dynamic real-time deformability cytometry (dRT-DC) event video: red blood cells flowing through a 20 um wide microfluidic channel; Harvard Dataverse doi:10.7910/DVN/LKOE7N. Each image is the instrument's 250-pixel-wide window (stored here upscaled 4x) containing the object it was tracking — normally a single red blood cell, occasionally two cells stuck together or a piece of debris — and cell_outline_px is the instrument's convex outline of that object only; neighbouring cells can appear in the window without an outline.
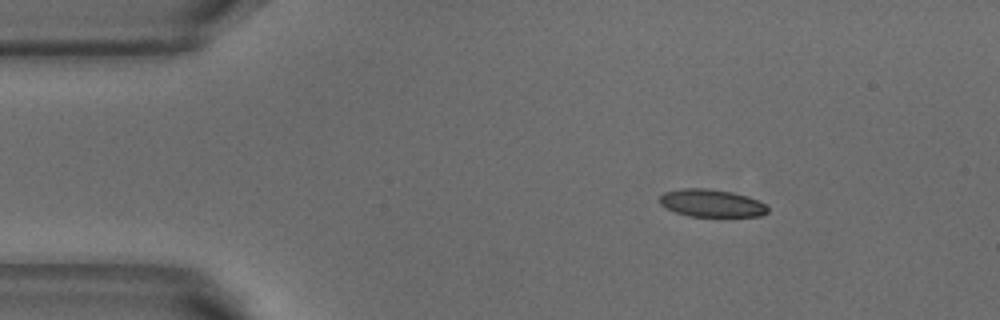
{"species": "common noctule bat (a hibernating species)", "species_latin": "Nyctalus noctula", "temperature_condition": "warm", "stored_images_in_passage": 4, "camera_frame_rate_fps": 3000, "um_per_image_px": 0.085, "animal": {"sex": "male", "body_mass_g": 18.8}, "frame": {"image": 1, "passage_image": 2, "time_ms": 0.333, "image_size_px": [1000, 320], "cell_outline_px": [[768, 212], [760, 216], [688, 216], [676, 212], [660, 204], [660, 196], [664, 192], [680, 188], [708, 188], [732, 192], [748, 196], [764, 204], [768, 208]], "centroid_in_image_um": [60.47, 17.26], "position_along_channel_um": 24.5, "area_um2": 17.28}}
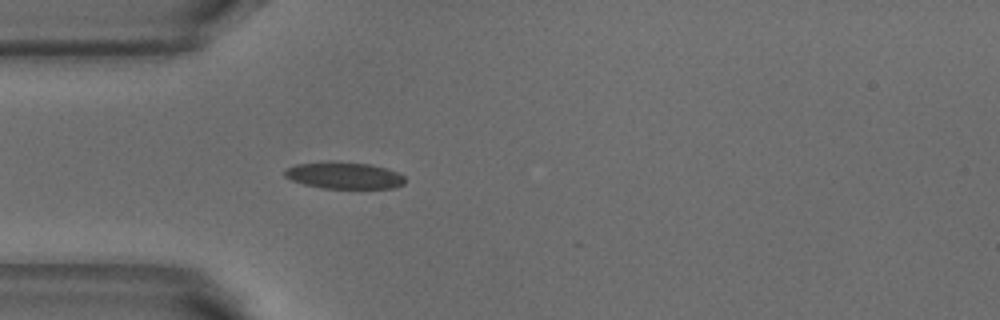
{"frame": {"image": 2, "passage_image": 4, "time_ms": 1.0, "image_size_px": [1000, 320], "cell_outline_px": [[404, 184], [392, 188], [320, 188], [304, 184], [292, 180], [284, 176], [284, 172], [288, 168], [296, 164], [372, 164], [388, 168], [404, 176]], "centroid_in_image_um": [29.3, 14.96], "position_along_channel_um": 55.7, "area_um2": 17.86}}